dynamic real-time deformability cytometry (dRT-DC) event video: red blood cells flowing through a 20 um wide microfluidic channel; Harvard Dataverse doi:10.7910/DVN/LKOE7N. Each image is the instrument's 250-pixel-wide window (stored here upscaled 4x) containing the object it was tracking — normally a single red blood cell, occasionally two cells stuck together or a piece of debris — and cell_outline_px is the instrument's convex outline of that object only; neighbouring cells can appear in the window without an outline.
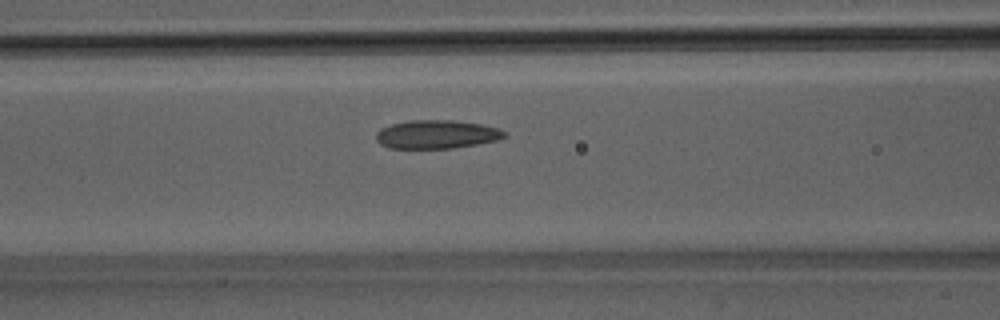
{"species": "Egyptian fruit bat (a non-hibernating species)", "species_latin": "Rousettus aegyptiacus", "temperature_condition": "room temperature", "stored_images_in_passage": 31, "camera_frame_rate_fps": 3000, "um_per_image_px": 0.085, "animal": {"sex": "male"}, "frame": {"image": 1, "passage_image": 5, "time_ms": 1.333, "image_size_px": [1000, 320], "cell_outline_px": [[508, 136], [496, 140], [476, 144], [452, 148], [388, 148], [380, 144], [376, 140], [376, 132], [380, 128], [392, 124], [408, 120], [452, 120], [480, 124], [500, 128], [508, 132]], "centroid_in_image_um": [37.12, 11.41], "position_along_channel_um": 129.5, "area_um2": 21.44}}
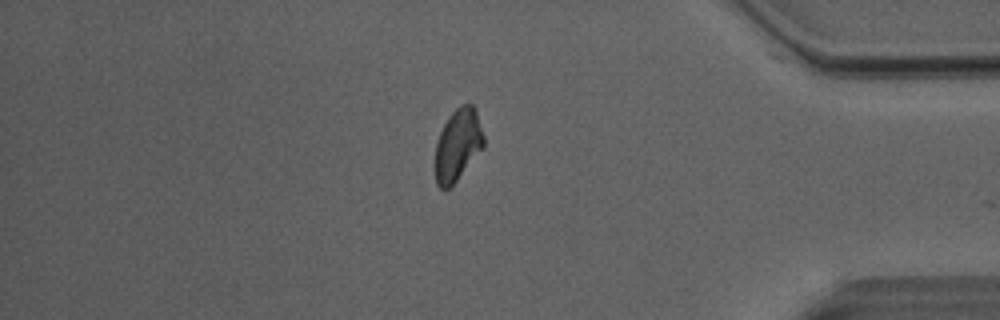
{"frame": {"image": 2, "passage_image": 27, "time_ms": 8.667, "image_size_px": [1000, 320], "cell_outline_px": [[484, 148], [456, 180], [448, 188], [440, 188], [436, 184], [436, 144], [440, 132], [448, 116], [460, 104], [472, 104], [476, 112], [484, 136]], "centroid_in_image_um": [38.92, 12.29], "position_along_channel_um": 396.3, "area_um2": 20.06}}